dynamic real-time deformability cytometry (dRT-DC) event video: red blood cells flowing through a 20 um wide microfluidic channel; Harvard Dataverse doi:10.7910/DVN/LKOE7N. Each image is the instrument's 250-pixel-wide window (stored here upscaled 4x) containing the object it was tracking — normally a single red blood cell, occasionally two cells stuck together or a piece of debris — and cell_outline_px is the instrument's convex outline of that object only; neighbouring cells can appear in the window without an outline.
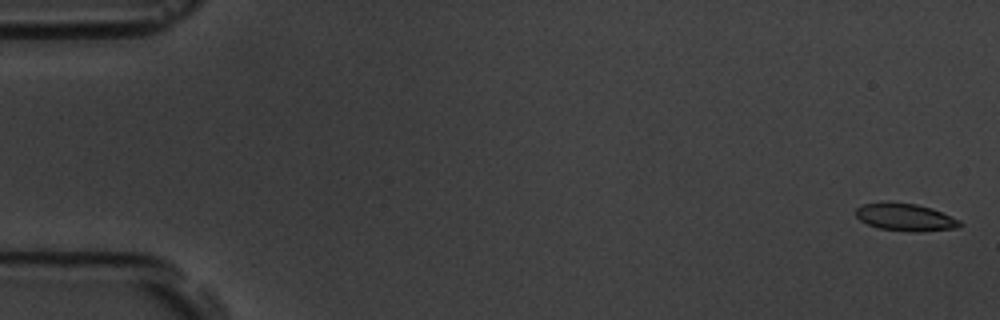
{"species": "common noctule bat (a hibernating species)", "species_latin": "Nyctalus noctula", "temperature_condition": "room temperature", "stored_images_in_passage": 6, "camera_frame_rate_fps": 3000, "um_per_image_px": 0.085, "animal": {"sex": "male", "body_mass_g": 19.5, "forearm_length_mm": 54.6}, "frame": {"image": 1, "passage_image": 1, "time_ms": 0.0, "image_size_px": [1000, 320], "cell_outline_px": [[964, 224], [956, 228], [920, 232], [912, 232], [880, 228], [868, 224], [860, 220], [856, 216], [856, 208], [864, 204], [916, 204], [932, 208], [960, 220]], "centroid_in_image_um": [77.02, 18.5], "position_along_channel_um": 8.0, "area_um2": 16.13}}
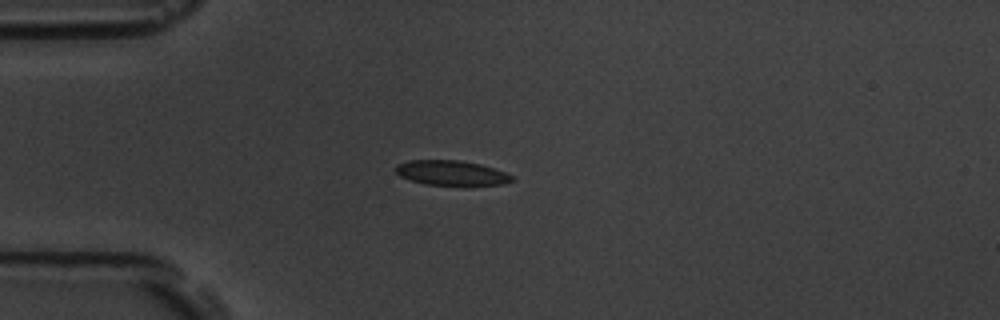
{"frame": {"image": 2, "passage_image": 5, "time_ms": 4.667, "image_size_px": [1000, 320], "cell_outline_px": [[516, 180], [504, 184], [468, 188], [424, 184], [400, 176], [392, 168], [396, 164], [408, 160], [460, 160], [480, 164], [504, 172], [512, 176]], "centroid_in_image_um": [38.39, 14.74], "position_along_channel_um": 46.6, "area_um2": 17.74}}